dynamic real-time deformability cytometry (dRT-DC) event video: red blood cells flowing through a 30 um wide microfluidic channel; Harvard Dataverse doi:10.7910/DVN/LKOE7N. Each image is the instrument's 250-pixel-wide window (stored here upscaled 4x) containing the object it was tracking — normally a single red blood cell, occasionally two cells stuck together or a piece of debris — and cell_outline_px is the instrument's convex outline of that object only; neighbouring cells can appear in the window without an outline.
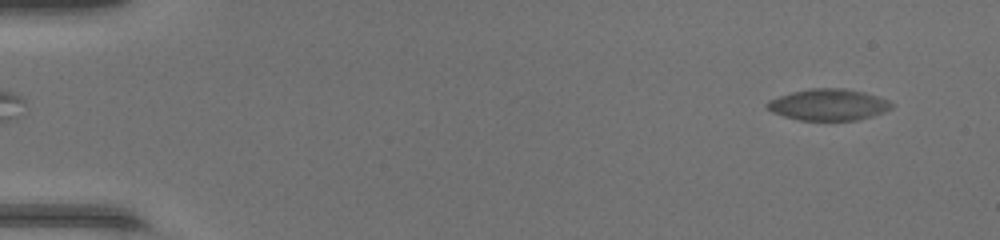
{"species": "common noctule bat (a hibernating species)", "species_latin": "Nyctalus noctula", "temperature_condition": "warm", "stored_images_in_passage": 5, "camera_frame_rate_fps": 3000, "um_per_image_px": 0.085, "animal": {"sex": "female", "body_mass_g": 17.0, "forearm_length_mm": 48.0}, "frame": {"image": 1, "passage_image": 3, "time_ms": 0.667, "image_size_px": [1000, 240], "cell_outline_px": [[892, 108], [884, 112], [872, 116], [856, 120], [800, 120], [784, 116], [772, 112], [764, 104], [768, 100], [792, 92], [812, 88], [844, 88], [864, 92], [888, 100], [892, 104]], "centroid_in_image_um": [70.41, 8.9], "position_along_channel_um": 14.6, "area_um2": 22.66}}